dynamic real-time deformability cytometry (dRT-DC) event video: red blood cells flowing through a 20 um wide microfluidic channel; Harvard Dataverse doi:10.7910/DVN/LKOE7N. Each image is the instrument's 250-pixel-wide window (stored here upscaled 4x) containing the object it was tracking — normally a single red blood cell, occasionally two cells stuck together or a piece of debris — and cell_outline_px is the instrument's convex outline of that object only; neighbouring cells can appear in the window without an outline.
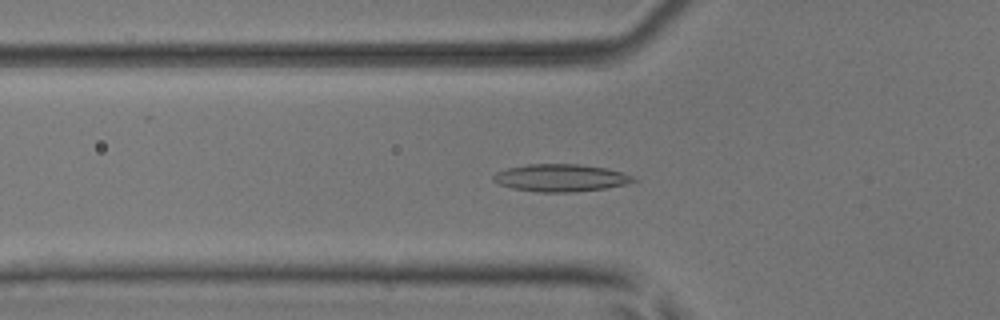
{"species": "common noctule bat (a hibernating species)", "species_latin": "Nyctalus noctula", "temperature_condition": "room temperature", "stored_images_in_passage": 35, "camera_frame_rate_fps": 3000, "um_per_image_px": 0.085, "animal": {"sex": "male", "body_mass_g": 17.9, "forearm_length_mm": 54.2}, "frame": {"image": 1, "passage_image": 2, "time_ms": 0.333, "image_size_px": [1000, 320], "cell_outline_px": [[640, 180], [628, 184], [608, 188], [572, 192], [536, 192], [512, 188], [500, 184], [492, 180], [492, 176], [496, 172], [508, 168], [528, 164], [580, 164], [604, 168], [620, 172], [632, 176]], "centroid_in_image_um": [47.67, 15.12], "position_along_channel_um": 78.1, "area_um2": 22.43}}
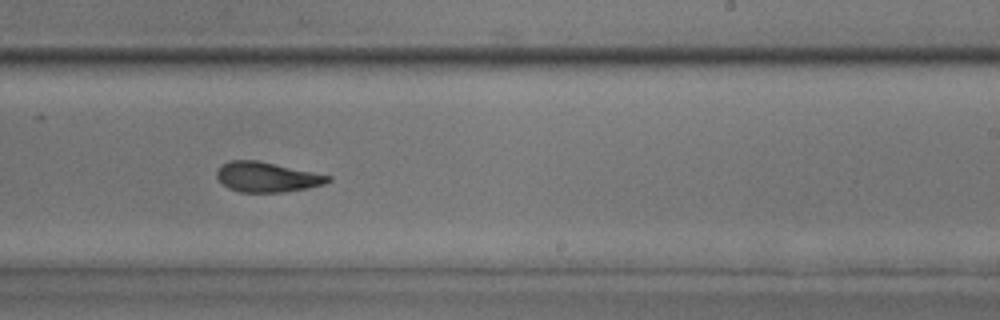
{"frame": {"image": 2, "passage_image": 16, "time_ms": 5.0, "image_size_px": [1000, 320], "cell_outline_px": [[332, 180], [324, 184], [308, 188], [284, 192], [240, 192], [228, 188], [216, 176], [216, 172], [220, 164], [228, 160], [256, 160], [332, 176]], "centroid_in_image_um": [22.67, 15.04], "position_along_channel_um": 266.3, "area_um2": 19.42}}
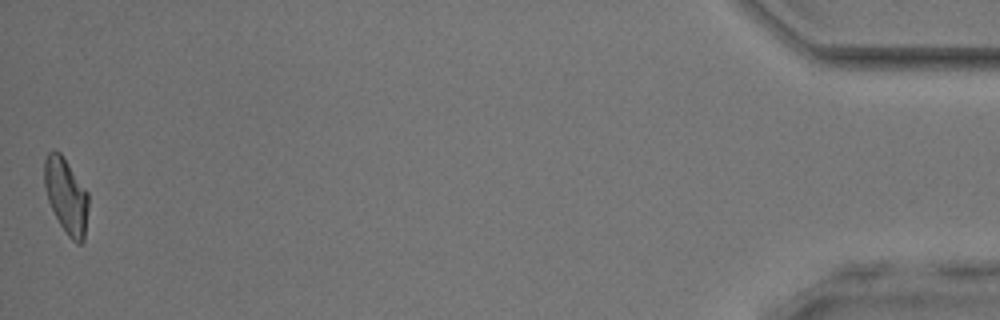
{"frame": {"image": 3, "passage_image": 35, "time_ms": 11.333, "image_size_px": [1000, 320], "cell_outline_px": [[88, 208], [84, 240], [80, 244], [76, 244], [68, 236], [60, 224], [48, 200], [44, 188], [44, 160], [48, 152], [52, 148], [60, 152], [88, 192]], "centroid_in_image_um": [5.62, 16.63], "position_along_channel_um": 429.6, "area_um2": 19.36}, "authors_computed_cell_mechanics": {"area_um2": 19.5364, "velocity_mm_per_s": 4.0392, "shape_relaxation_time_tau1_ms": 8.1921, "shape_relaxation_time_tau2_ms": 2.7229, "deformation_change_tau1": 0.1921, "deformation_change_tau2": 0.1035}}